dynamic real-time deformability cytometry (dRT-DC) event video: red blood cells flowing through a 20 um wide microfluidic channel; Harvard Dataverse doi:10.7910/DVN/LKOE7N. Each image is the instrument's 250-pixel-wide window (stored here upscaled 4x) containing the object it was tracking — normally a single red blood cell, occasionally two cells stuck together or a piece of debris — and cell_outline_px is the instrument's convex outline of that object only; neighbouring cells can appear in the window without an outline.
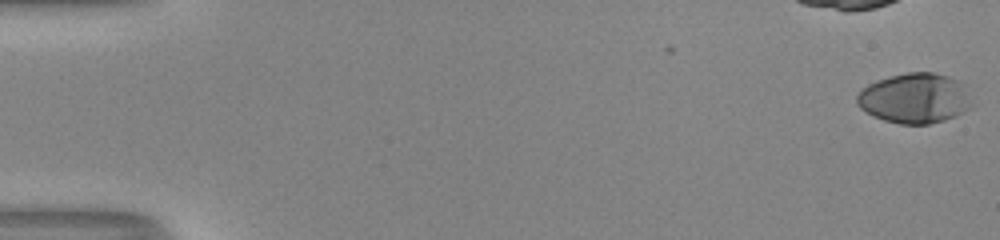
{"species": "human", "species_latin": "Homo sapiens", "temperature_condition": "room temperature", "stored_images_in_passage": 54, "camera_frame_rate_fps": 3000, "um_per_image_px": 0.085, "donor": {"sex": "male"}, "frame": {"image": 1, "passage_image": 1, "time_ms": 0.0, "image_size_px": [1000, 240], "cell_outline_px": [[976, 104], [972, 108], [956, 116], [944, 120], [928, 124], [900, 124], [884, 120], [872, 116], [860, 108], [856, 104], [856, 96], [868, 84], [876, 80], [908, 72], [936, 72], [948, 76], [964, 84]], "centroid_in_image_um": [77.81, 8.36], "position_along_channel_um": 7.2, "area_um2": 34.04}}
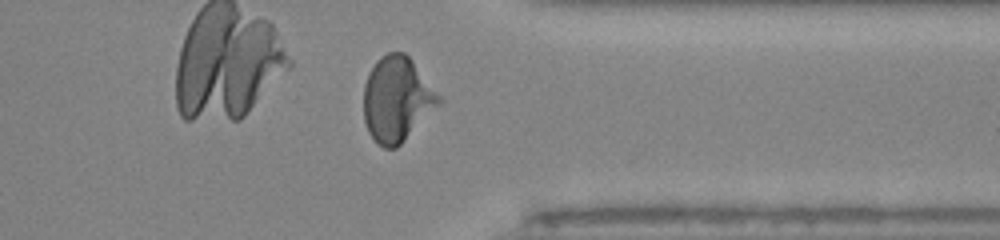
{"frame": {"image": 2, "passage_image": 43, "time_ms": 14.0, "image_size_px": [1000, 240], "cell_outline_px": [[444, 100], [396, 148], [384, 148], [368, 132], [364, 120], [364, 84], [376, 60], [380, 56], [388, 52], [404, 52], [412, 60]], "centroid_in_image_um": [33.74, 8.41], "position_along_channel_um": 377.7, "area_um2": 36.88}}
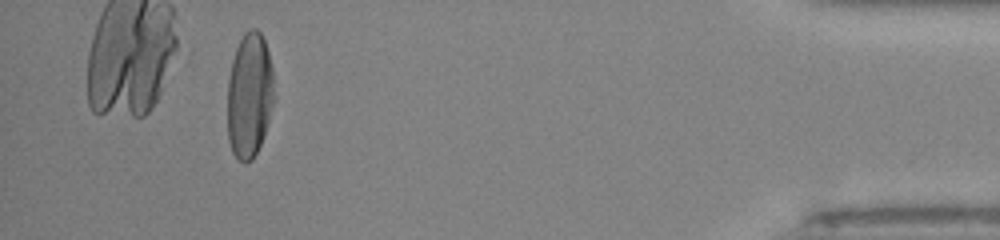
{"frame": {"image": 3, "passage_image": 50, "time_ms": 16.333, "image_size_px": [1000, 240], "cell_outline_px": [[276, 100], [264, 136], [252, 160], [244, 164], [232, 152], [228, 140], [228, 80], [232, 60], [236, 48], [244, 32], [252, 28], [256, 28], [260, 32], [264, 40], [268, 52], [272, 68], [276, 96]], "centroid_in_image_um": [21.23, 8.11], "position_along_channel_um": 414.0, "area_um2": 34.56}, "authors_computed_cell_mechanics": {"area_um2": 34.6222, "velocity_mm_per_s": 4.0499, "shape_relaxation_time_tau1_ms": 4.4893, "shape_relaxation_time_tau2_ms": 0.6795, "deformation_change_tau1": 0.2279, "deformation_change_tau2": 0.0427}}